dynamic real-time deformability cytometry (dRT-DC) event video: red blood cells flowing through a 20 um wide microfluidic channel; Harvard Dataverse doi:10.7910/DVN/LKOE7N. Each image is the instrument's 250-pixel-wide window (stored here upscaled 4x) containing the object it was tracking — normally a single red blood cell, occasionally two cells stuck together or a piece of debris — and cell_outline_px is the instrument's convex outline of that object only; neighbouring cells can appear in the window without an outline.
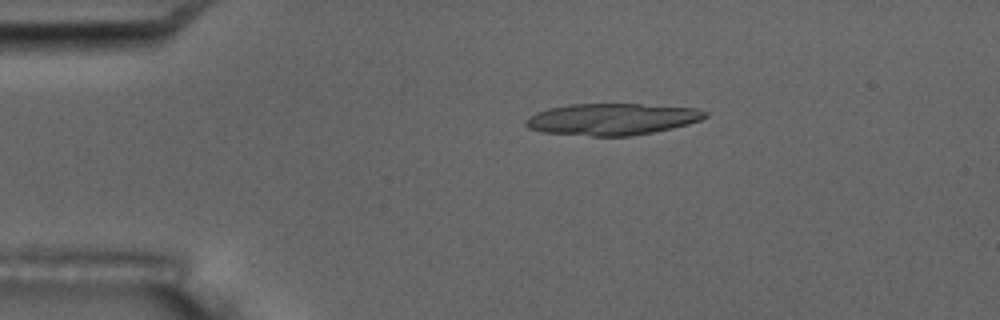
{"species": "common noctule bat (a hibernating species)", "species_latin": "Nyctalus noctula", "temperature_condition": "room temperature", "stored_images_in_passage": 5, "camera_frame_rate_fps": 3000, "um_per_image_px": 0.085, "animal": {"sex": "male", "body_mass_g": 17.5, "forearm_length_mm": 52.3}, "frame": {"image": 1, "passage_image": 4, "time_ms": 3.333, "image_size_px": [1000, 320], "cell_outline_px": [[708, 116], [700, 120], [688, 124], [672, 128], [652, 132], [628, 136], [592, 136], [540, 132], [528, 128], [524, 124], [524, 120], [528, 116], [536, 112], [548, 108], [568, 104], [640, 104], [696, 108], [708, 112]], "centroid_in_image_um": [51.97, 10.13], "position_along_channel_um": 33.0, "area_um2": 33.23}}